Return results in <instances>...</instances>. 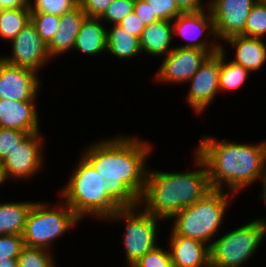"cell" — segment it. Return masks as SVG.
<instances>
[{"label": "cell", "mask_w": 266, "mask_h": 267, "mask_svg": "<svg viewBox=\"0 0 266 267\" xmlns=\"http://www.w3.org/2000/svg\"><path fill=\"white\" fill-rule=\"evenodd\" d=\"M30 8L0 10V39L10 43L30 21Z\"/></svg>", "instance_id": "obj_25"}, {"label": "cell", "mask_w": 266, "mask_h": 267, "mask_svg": "<svg viewBox=\"0 0 266 267\" xmlns=\"http://www.w3.org/2000/svg\"><path fill=\"white\" fill-rule=\"evenodd\" d=\"M23 247L22 235H0V260L4 261L6 258L17 259Z\"/></svg>", "instance_id": "obj_33"}, {"label": "cell", "mask_w": 266, "mask_h": 267, "mask_svg": "<svg viewBox=\"0 0 266 267\" xmlns=\"http://www.w3.org/2000/svg\"><path fill=\"white\" fill-rule=\"evenodd\" d=\"M30 8L29 0H0V10Z\"/></svg>", "instance_id": "obj_39"}, {"label": "cell", "mask_w": 266, "mask_h": 267, "mask_svg": "<svg viewBox=\"0 0 266 267\" xmlns=\"http://www.w3.org/2000/svg\"><path fill=\"white\" fill-rule=\"evenodd\" d=\"M173 26L174 42L175 37L180 36L183 40L176 47L195 48L200 50H220L221 44L218 42L212 15L209 11L187 12L177 16L171 21ZM211 39V40H210Z\"/></svg>", "instance_id": "obj_10"}, {"label": "cell", "mask_w": 266, "mask_h": 267, "mask_svg": "<svg viewBox=\"0 0 266 267\" xmlns=\"http://www.w3.org/2000/svg\"><path fill=\"white\" fill-rule=\"evenodd\" d=\"M220 50H200L195 48L176 47L162 57L160 67L153 76V81L168 85L187 84L206 59Z\"/></svg>", "instance_id": "obj_12"}, {"label": "cell", "mask_w": 266, "mask_h": 267, "mask_svg": "<svg viewBox=\"0 0 266 267\" xmlns=\"http://www.w3.org/2000/svg\"><path fill=\"white\" fill-rule=\"evenodd\" d=\"M160 20L173 21L183 12L179 9L175 0H145Z\"/></svg>", "instance_id": "obj_34"}, {"label": "cell", "mask_w": 266, "mask_h": 267, "mask_svg": "<svg viewBox=\"0 0 266 267\" xmlns=\"http://www.w3.org/2000/svg\"><path fill=\"white\" fill-rule=\"evenodd\" d=\"M224 43V44H223ZM226 44L235 52L232 62L241 65L250 74L258 73L266 64V39L234 36L221 44L220 50H228Z\"/></svg>", "instance_id": "obj_18"}, {"label": "cell", "mask_w": 266, "mask_h": 267, "mask_svg": "<svg viewBox=\"0 0 266 267\" xmlns=\"http://www.w3.org/2000/svg\"><path fill=\"white\" fill-rule=\"evenodd\" d=\"M134 12L146 25L160 20L156 15H153L150 5L145 0H135Z\"/></svg>", "instance_id": "obj_37"}, {"label": "cell", "mask_w": 266, "mask_h": 267, "mask_svg": "<svg viewBox=\"0 0 266 267\" xmlns=\"http://www.w3.org/2000/svg\"><path fill=\"white\" fill-rule=\"evenodd\" d=\"M9 44H11V51L7 55H0V58L10 65L30 69L40 75L39 72L43 67L53 63L48 53L47 44L39 36L31 21Z\"/></svg>", "instance_id": "obj_11"}, {"label": "cell", "mask_w": 266, "mask_h": 267, "mask_svg": "<svg viewBox=\"0 0 266 267\" xmlns=\"http://www.w3.org/2000/svg\"><path fill=\"white\" fill-rule=\"evenodd\" d=\"M107 53L118 60L137 58L142 52L139 39L119 25L107 26Z\"/></svg>", "instance_id": "obj_23"}, {"label": "cell", "mask_w": 266, "mask_h": 267, "mask_svg": "<svg viewBox=\"0 0 266 267\" xmlns=\"http://www.w3.org/2000/svg\"><path fill=\"white\" fill-rule=\"evenodd\" d=\"M75 51L92 58L107 54V25L100 18L84 19L74 44L73 53Z\"/></svg>", "instance_id": "obj_21"}, {"label": "cell", "mask_w": 266, "mask_h": 267, "mask_svg": "<svg viewBox=\"0 0 266 267\" xmlns=\"http://www.w3.org/2000/svg\"><path fill=\"white\" fill-rule=\"evenodd\" d=\"M261 192H260V194L258 195L259 197H258V199L260 200V201H263L264 202V204L266 203V176L264 177V179L261 181Z\"/></svg>", "instance_id": "obj_41"}, {"label": "cell", "mask_w": 266, "mask_h": 267, "mask_svg": "<svg viewBox=\"0 0 266 267\" xmlns=\"http://www.w3.org/2000/svg\"><path fill=\"white\" fill-rule=\"evenodd\" d=\"M199 141L194 152L206 164L212 189L238 196L266 176L265 139L249 144L226 138L218 140L206 133Z\"/></svg>", "instance_id": "obj_2"}, {"label": "cell", "mask_w": 266, "mask_h": 267, "mask_svg": "<svg viewBox=\"0 0 266 267\" xmlns=\"http://www.w3.org/2000/svg\"><path fill=\"white\" fill-rule=\"evenodd\" d=\"M107 224L122 222L124 232L122 237L123 252L125 254L126 267H131L147 252L158 246L160 222L151 213L146 212L140 205L135 207H123L116 211Z\"/></svg>", "instance_id": "obj_8"}, {"label": "cell", "mask_w": 266, "mask_h": 267, "mask_svg": "<svg viewBox=\"0 0 266 267\" xmlns=\"http://www.w3.org/2000/svg\"><path fill=\"white\" fill-rule=\"evenodd\" d=\"M113 0H79L87 17L100 18Z\"/></svg>", "instance_id": "obj_35"}, {"label": "cell", "mask_w": 266, "mask_h": 267, "mask_svg": "<svg viewBox=\"0 0 266 267\" xmlns=\"http://www.w3.org/2000/svg\"><path fill=\"white\" fill-rule=\"evenodd\" d=\"M53 251L24 246L17 258L18 267H56Z\"/></svg>", "instance_id": "obj_26"}, {"label": "cell", "mask_w": 266, "mask_h": 267, "mask_svg": "<svg viewBox=\"0 0 266 267\" xmlns=\"http://www.w3.org/2000/svg\"><path fill=\"white\" fill-rule=\"evenodd\" d=\"M170 230L167 246L173 267H211L208 245L190 237L179 236Z\"/></svg>", "instance_id": "obj_17"}, {"label": "cell", "mask_w": 266, "mask_h": 267, "mask_svg": "<svg viewBox=\"0 0 266 267\" xmlns=\"http://www.w3.org/2000/svg\"><path fill=\"white\" fill-rule=\"evenodd\" d=\"M227 52L229 51L221 50L219 74V94L222 92L224 95L241 89L251 77V74L245 68L228 59L227 55L229 54H226Z\"/></svg>", "instance_id": "obj_24"}, {"label": "cell", "mask_w": 266, "mask_h": 267, "mask_svg": "<svg viewBox=\"0 0 266 267\" xmlns=\"http://www.w3.org/2000/svg\"><path fill=\"white\" fill-rule=\"evenodd\" d=\"M221 66V50L210 55L199 67L189 83L186 104L198 117L207 111L219 94V74Z\"/></svg>", "instance_id": "obj_13"}, {"label": "cell", "mask_w": 266, "mask_h": 267, "mask_svg": "<svg viewBox=\"0 0 266 267\" xmlns=\"http://www.w3.org/2000/svg\"><path fill=\"white\" fill-rule=\"evenodd\" d=\"M59 198L54 205L37 200L33 203L22 234L24 246L53 251V243L79 225L81 220L67 203Z\"/></svg>", "instance_id": "obj_6"}, {"label": "cell", "mask_w": 266, "mask_h": 267, "mask_svg": "<svg viewBox=\"0 0 266 267\" xmlns=\"http://www.w3.org/2000/svg\"><path fill=\"white\" fill-rule=\"evenodd\" d=\"M173 39V26L170 21L158 20L146 25L139 38L142 52L140 56L146 54L150 58L161 59L175 48Z\"/></svg>", "instance_id": "obj_20"}, {"label": "cell", "mask_w": 266, "mask_h": 267, "mask_svg": "<svg viewBox=\"0 0 266 267\" xmlns=\"http://www.w3.org/2000/svg\"><path fill=\"white\" fill-rule=\"evenodd\" d=\"M86 17L87 15L79 4L60 16L58 31L47 45L49 56L53 61L64 54L66 55L67 52V54L73 52L76 37Z\"/></svg>", "instance_id": "obj_19"}, {"label": "cell", "mask_w": 266, "mask_h": 267, "mask_svg": "<svg viewBox=\"0 0 266 267\" xmlns=\"http://www.w3.org/2000/svg\"><path fill=\"white\" fill-rule=\"evenodd\" d=\"M262 4L266 7V0H260Z\"/></svg>", "instance_id": "obj_43"}, {"label": "cell", "mask_w": 266, "mask_h": 267, "mask_svg": "<svg viewBox=\"0 0 266 267\" xmlns=\"http://www.w3.org/2000/svg\"><path fill=\"white\" fill-rule=\"evenodd\" d=\"M30 21L39 36L48 45L58 31L60 16L45 12H31Z\"/></svg>", "instance_id": "obj_28"}, {"label": "cell", "mask_w": 266, "mask_h": 267, "mask_svg": "<svg viewBox=\"0 0 266 267\" xmlns=\"http://www.w3.org/2000/svg\"><path fill=\"white\" fill-rule=\"evenodd\" d=\"M34 201L0 202V235H22Z\"/></svg>", "instance_id": "obj_22"}, {"label": "cell", "mask_w": 266, "mask_h": 267, "mask_svg": "<svg viewBox=\"0 0 266 267\" xmlns=\"http://www.w3.org/2000/svg\"><path fill=\"white\" fill-rule=\"evenodd\" d=\"M135 0H113L100 19L107 26L118 25L128 14L134 11Z\"/></svg>", "instance_id": "obj_30"}, {"label": "cell", "mask_w": 266, "mask_h": 267, "mask_svg": "<svg viewBox=\"0 0 266 267\" xmlns=\"http://www.w3.org/2000/svg\"><path fill=\"white\" fill-rule=\"evenodd\" d=\"M0 267H18L17 259L6 258V260H0Z\"/></svg>", "instance_id": "obj_40"}, {"label": "cell", "mask_w": 266, "mask_h": 267, "mask_svg": "<svg viewBox=\"0 0 266 267\" xmlns=\"http://www.w3.org/2000/svg\"><path fill=\"white\" fill-rule=\"evenodd\" d=\"M245 37L266 39V7L257 0L251 7L244 28Z\"/></svg>", "instance_id": "obj_27"}, {"label": "cell", "mask_w": 266, "mask_h": 267, "mask_svg": "<svg viewBox=\"0 0 266 267\" xmlns=\"http://www.w3.org/2000/svg\"><path fill=\"white\" fill-rule=\"evenodd\" d=\"M77 161L67 183L58 190V197L64 199L81 221L89 217L105 222L122 207L110 196L106 180L92 164L82 154Z\"/></svg>", "instance_id": "obj_4"}, {"label": "cell", "mask_w": 266, "mask_h": 267, "mask_svg": "<svg viewBox=\"0 0 266 267\" xmlns=\"http://www.w3.org/2000/svg\"><path fill=\"white\" fill-rule=\"evenodd\" d=\"M177 6L183 13L200 12L207 10L209 2L204 3L205 0H175ZM209 1V0H207Z\"/></svg>", "instance_id": "obj_38"}, {"label": "cell", "mask_w": 266, "mask_h": 267, "mask_svg": "<svg viewBox=\"0 0 266 267\" xmlns=\"http://www.w3.org/2000/svg\"><path fill=\"white\" fill-rule=\"evenodd\" d=\"M41 80L37 72L10 65L0 58V99L38 101Z\"/></svg>", "instance_id": "obj_15"}, {"label": "cell", "mask_w": 266, "mask_h": 267, "mask_svg": "<svg viewBox=\"0 0 266 267\" xmlns=\"http://www.w3.org/2000/svg\"><path fill=\"white\" fill-rule=\"evenodd\" d=\"M29 134L17 129L0 128V164Z\"/></svg>", "instance_id": "obj_32"}, {"label": "cell", "mask_w": 266, "mask_h": 267, "mask_svg": "<svg viewBox=\"0 0 266 267\" xmlns=\"http://www.w3.org/2000/svg\"><path fill=\"white\" fill-rule=\"evenodd\" d=\"M218 235L209 247L211 267H244L266 240V217L246 221Z\"/></svg>", "instance_id": "obj_7"}, {"label": "cell", "mask_w": 266, "mask_h": 267, "mask_svg": "<svg viewBox=\"0 0 266 267\" xmlns=\"http://www.w3.org/2000/svg\"><path fill=\"white\" fill-rule=\"evenodd\" d=\"M257 0H209V11L215 35L220 44L234 37L244 36V28L251 7Z\"/></svg>", "instance_id": "obj_14"}, {"label": "cell", "mask_w": 266, "mask_h": 267, "mask_svg": "<svg viewBox=\"0 0 266 267\" xmlns=\"http://www.w3.org/2000/svg\"><path fill=\"white\" fill-rule=\"evenodd\" d=\"M193 167L182 171L148 168L145 188L139 205L162 221L172 219L212 190L205 162L194 152Z\"/></svg>", "instance_id": "obj_3"}, {"label": "cell", "mask_w": 266, "mask_h": 267, "mask_svg": "<svg viewBox=\"0 0 266 267\" xmlns=\"http://www.w3.org/2000/svg\"><path fill=\"white\" fill-rule=\"evenodd\" d=\"M43 132L29 134L11 154L0 164L4 183L9 181H27L39 175L45 167L46 149ZM11 179V180H10Z\"/></svg>", "instance_id": "obj_9"}, {"label": "cell", "mask_w": 266, "mask_h": 267, "mask_svg": "<svg viewBox=\"0 0 266 267\" xmlns=\"http://www.w3.org/2000/svg\"><path fill=\"white\" fill-rule=\"evenodd\" d=\"M131 267H173L168 246L164 248L159 244L142 256Z\"/></svg>", "instance_id": "obj_31"}, {"label": "cell", "mask_w": 266, "mask_h": 267, "mask_svg": "<svg viewBox=\"0 0 266 267\" xmlns=\"http://www.w3.org/2000/svg\"><path fill=\"white\" fill-rule=\"evenodd\" d=\"M235 196L227 191L212 189L170 219L171 229L179 236L199 240L210 247L213 240L222 232L225 216L229 213L227 211Z\"/></svg>", "instance_id": "obj_5"}, {"label": "cell", "mask_w": 266, "mask_h": 267, "mask_svg": "<svg viewBox=\"0 0 266 267\" xmlns=\"http://www.w3.org/2000/svg\"><path fill=\"white\" fill-rule=\"evenodd\" d=\"M78 4L79 0H29L31 12H45L58 16H62Z\"/></svg>", "instance_id": "obj_29"}, {"label": "cell", "mask_w": 266, "mask_h": 267, "mask_svg": "<svg viewBox=\"0 0 266 267\" xmlns=\"http://www.w3.org/2000/svg\"><path fill=\"white\" fill-rule=\"evenodd\" d=\"M118 25L138 39L146 27V24L135 14L134 11L123 18Z\"/></svg>", "instance_id": "obj_36"}, {"label": "cell", "mask_w": 266, "mask_h": 267, "mask_svg": "<svg viewBox=\"0 0 266 267\" xmlns=\"http://www.w3.org/2000/svg\"><path fill=\"white\" fill-rule=\"evenodd\" d=\"M37 101L0 99V128L41 132Z\"/></svg>", "instance_id": "obj_16"}, {"label": "cell", "mask_w": 266, "mask_h": 267, "mask_svg": "<svg viewBox=\"0 0 266 267\" xmlns=\"http://www.w3.org/2000/svg\"><path fill=\"white\" fill-rule=\"evenodd\" d=\"M130 135L91 141L80 153L106 180L108 193L122 208L139 205L150 165L147 160L155 148L140 135Z\"/></svg>", "instance_id": "obj_1"}, {"label": "cell", "mask_w": 266, "mask_h": 267, "mask_svg": "<svg viewBox=\"0 0 266 267\" xmlns=\"http://www.w3.org/2000/svg\"><path fill=\"white\" fill-rule=\"evenodd\" d=\"M5 185L3 178H2V173H1V167H0V186Z\"/></svg>", "instance_id": "obj_42"}]
</instances>
